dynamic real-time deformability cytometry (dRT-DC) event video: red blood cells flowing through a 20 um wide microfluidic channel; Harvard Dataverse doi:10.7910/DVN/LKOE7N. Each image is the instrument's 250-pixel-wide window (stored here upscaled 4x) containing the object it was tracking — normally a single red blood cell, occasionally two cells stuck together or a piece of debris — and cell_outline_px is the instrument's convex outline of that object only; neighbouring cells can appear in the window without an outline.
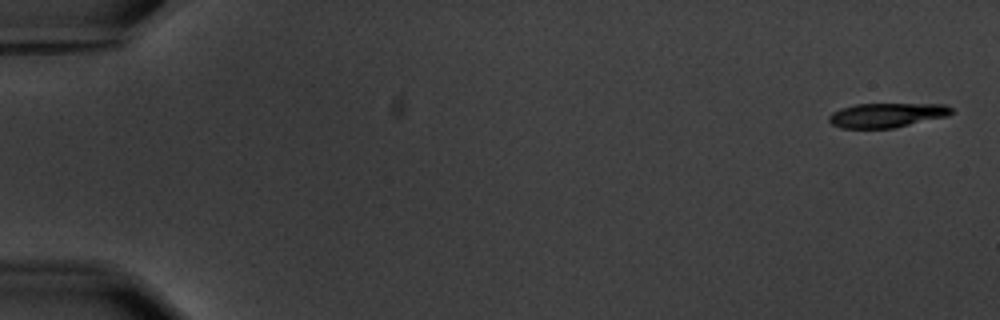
{"species": "common noctule bat (a hibernating species)", "species_latin": "Nyctalus noctula", "temperature_condition": "warm", "stored_images_in_passage": 1, "camera_frame_rate_fps": 3000, "um_per_image_px": 0.085, "animal": {"sex": "male", "body_mass_g": 20.1, "forearm_length_mm": 53.5}, "frame": {"image": 1, "passage_image": 1, "time_ms": 0.0, "image_size_px": [1000, 320], "cell_outline_px": [[952, 112], [948, 116], [892, 128], [840, 128], [832, 124], [828, 120], [828, 116], [832, 112], [840, 108], [856, 104], [944, 104], [952, 108]], "centroid_in_image_um": [75.34, 9.78], "position_along_channel_um": 9.7, "area_um2": 17.4}}